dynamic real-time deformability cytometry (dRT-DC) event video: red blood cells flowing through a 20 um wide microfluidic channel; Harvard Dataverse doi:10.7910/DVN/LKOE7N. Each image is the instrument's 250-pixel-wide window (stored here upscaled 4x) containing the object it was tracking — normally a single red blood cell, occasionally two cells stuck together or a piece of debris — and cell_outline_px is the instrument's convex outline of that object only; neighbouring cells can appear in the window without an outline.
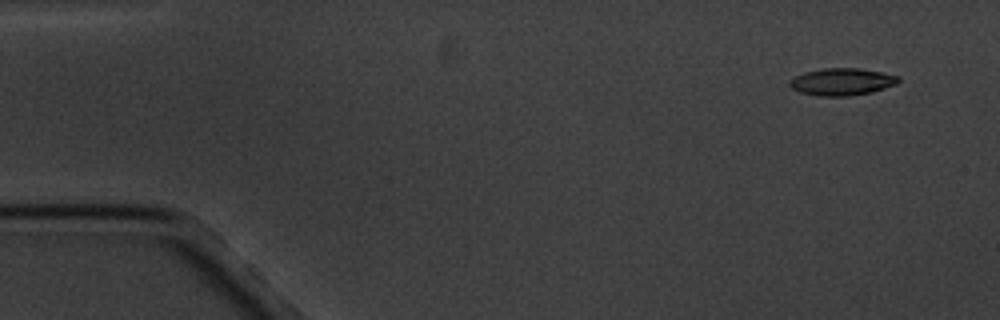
{"species": "common noctule bat (a hibernating species)", "species_latin": "Nyctalus noctula", "temperature_condition": "cold", "stored_images_in_passage": 4, "camera_frame_rate_fps": 3000, "um_per_image_px": 0.085, "animal": {"sex": "male", "body_mass_g": 20.1, "forearm_length_mm": 53.5}, "frame": {"image": 1, "passage_image": 1, "time_ms": 0.0, "image_size_px": [1000, 320], "cell_outline_px": [[900, 80], [896, 84], [872, 92], [848, 96], [820, 96], [800, 92], [792, 88], [788, 84], [788, 80], [804, 72], [824, 68], [860, 68], [900, 76]], "centroid_in_image_um": [71.55, 6.95], "position_along_channel_um": 13.4, "area_um2": 17.22}}
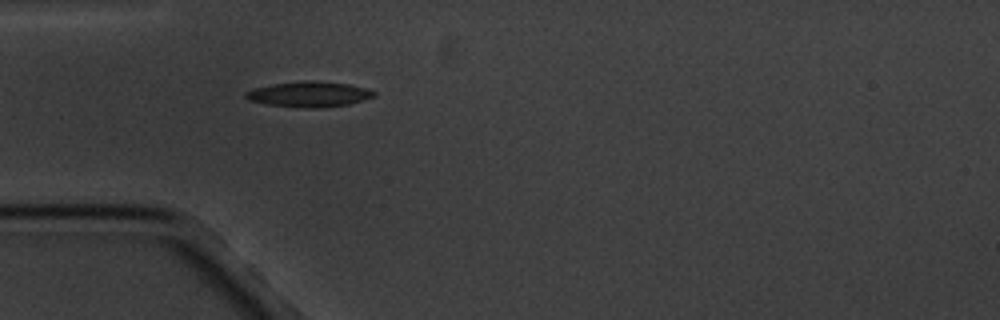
{"frame": {"image": 2, "passage_image": 4, "time_ms": 4.333, "image_size_px": [1000, 320], "cell_outline_px": [[376, 96], [348, 104], [324, 108], [304, 108], [268, 104], [248, 100], [244, 96], [244, 92], [252, 88], [272, 84], [304, 80], [316, 80], [348, 84], [364, 88], [376, 92]], "centroid_in_image_um": [26.24, 8.0], "position_along_channel_um": 58.8, "area_um2": 19.13}}